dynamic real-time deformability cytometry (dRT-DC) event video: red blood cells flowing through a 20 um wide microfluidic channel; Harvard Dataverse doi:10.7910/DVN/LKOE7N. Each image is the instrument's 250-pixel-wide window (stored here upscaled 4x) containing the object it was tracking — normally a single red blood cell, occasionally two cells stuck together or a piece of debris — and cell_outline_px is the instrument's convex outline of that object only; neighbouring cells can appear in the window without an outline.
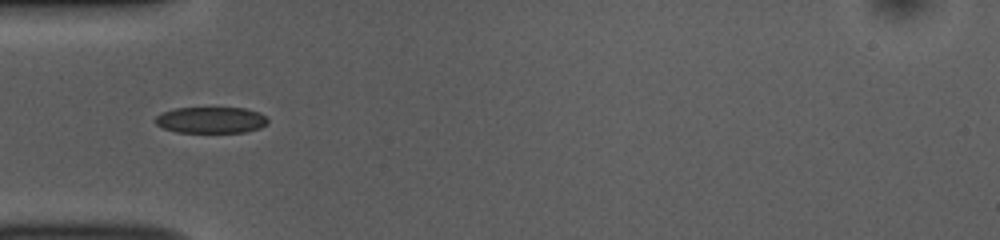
{"species": "common noctule bat (a hibernating species)", "species_latin": "Nyctalus noctula", "temperature_condition": "room temperature", "stored_images_in_passage": 37, "camera_frame_rate_fps": 3000, "um_per_image_px": 0.085, "animal": {"sex": "female", "body_mass_g": 10.0, "forearm_length_mm": 53.1}, "frame": {"image": 1, "passage_image": 1, "time_ms": 0.0, "image_size_px": [1000, 240], "cell_outline_px": [[268, 124], [260, 128], [244, 132], [176, 132], [164, 128], [156, 124], [156, 116], [160, 112], [176, 108], [244, 108], [260, 112], [268, 120]], "centroid_in_image_um": [17.94, 10.2], "position_along_channel_um": 67.1, "area_um2": 17.22}}
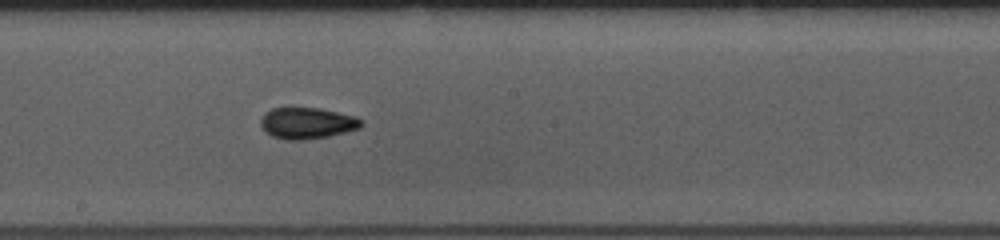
{"frame": {"image": 2, "passage_image": 13, "time_ms": 4.0, "image_size_px": [1000, 240], "cell_outline_px": [[364, 124], [360, 128], [328, 136], [304, 140], [284, 140], [272, 136], [264, 132], [260, 124], [260, 120], [264, 112], [272, 108], [320, 108], [356, 116], [364, 120]], "centroid_in_image_um": [26.1, 10.47], "position_along_channel_um": 222.1, "area_um2": 18.61}}
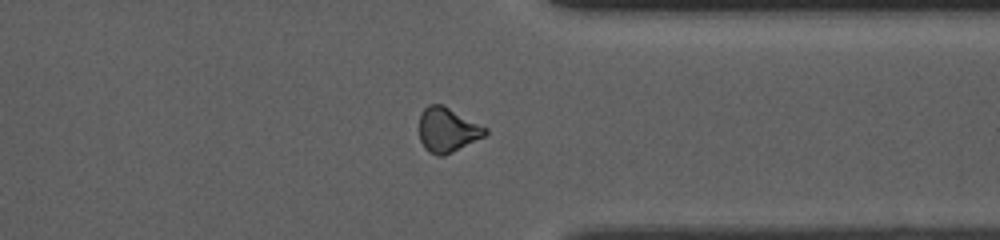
{"frame": {"image": 3, "passage_image": 25, "time_ms": 8.0, "image_size_px": [1000, 240], "cell_outline_px": [[488, 132], [484, 136], [444, 156], [436, 156], [428, 152], [424, 148], [420, 140], [420, 112], [428, 104], [444, 104], [488, 128]], "centroid_in_image_um": [38.02, 11.03], "position_along_channel_um": 373.4, "area_um2": 17.34}, "authors_computed_cell_mechanics": {"area_um2": 17.4556, "velocity_mm_per_s": 3.8625, "shape_relaxation_time_tau1_ms": 4.4559, "shape_relaxation_time_tau2_ms": 3.226, "deformation_change_tau1": 0.123, "deformation_change_tau2": 0.094}}